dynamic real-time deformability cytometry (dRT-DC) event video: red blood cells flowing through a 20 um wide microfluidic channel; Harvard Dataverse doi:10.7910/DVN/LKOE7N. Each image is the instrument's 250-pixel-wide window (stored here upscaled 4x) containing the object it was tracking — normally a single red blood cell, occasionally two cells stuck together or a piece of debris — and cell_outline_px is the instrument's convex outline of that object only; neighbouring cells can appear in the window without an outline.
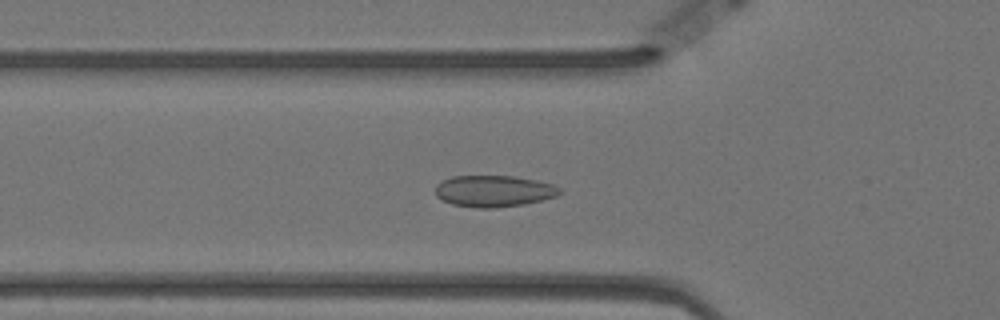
{"species": "Egyptian fruit bat (a non-hibernating species)", "species_latin": "Rousettus aegyptiacus", "temperature_condition": "warm", "stored_images_in_passage": 58, "camera_frame_rate_fps": 3000, "um_per_image_px": 0.085, "animal": {"sex": "female"}, "frame": {"image": 1, "passage_image": 19, "time_ms": 6.0, "image_size_px": [1000, 320], "cell_outline_px": [[564, 192], [556, 196], [524, 204], [496, 208], [480, 208], [452, 204], [436, 196], [436, 184], [452, 176], [516, 176], [556, 184]], "centroid_in_image_um": [42.02, 16.23], "position_along_channel_um": 83.8, "area_um2": 22.89}}
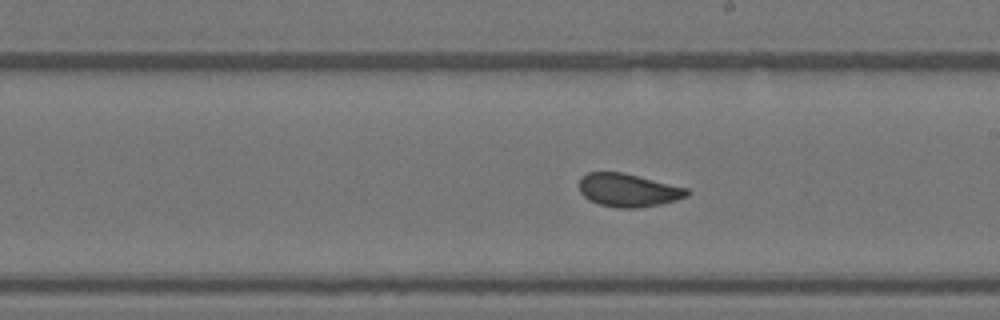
{"frame": {"image": 2, "passage_image": 32, "time_ms": 10.333, "image_size_px": [1000, 320], "cell_outline_px": [[688, 196], [676, 200], [660, 204], [640, 208], [616, 208], [600, 204], [588, 200], [580, 192], [580, 180], [588, 172], [620, 172], [688, 188]], "centroid_in_image_um": [53.39, 16.18], "position_along_channel_um": 235.6, "area_um2": 20.63}}
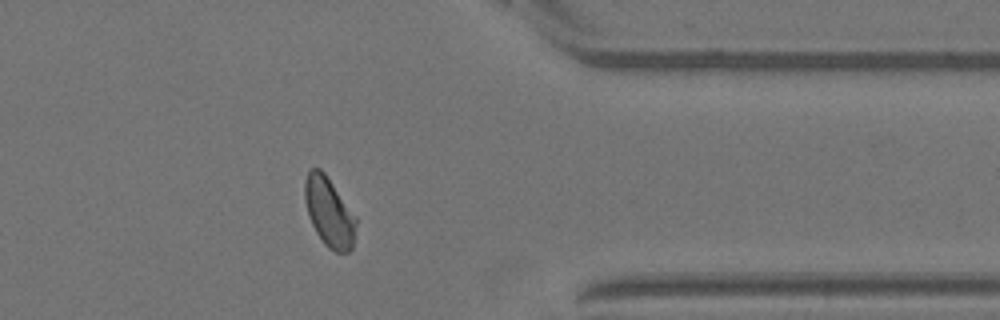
{"frame": {"image": 3, "passage_image": 46, "time_ms": 15.0, "image_size_px": [1000, 320], "cell_outline_px": [[356, 224], [352, 248], [348, 252], [336, 252], [328, 248], [324, 244], [316, 232], [308, 216], [304, 200], [304, 180], [308, 172], [312, 168], [320, 168], [324, 172], [356, 216]], "centroid_in_image_um": [27.96, 18.02], "position_along_channel_um": 383.4, "area_um2": 20.69}, "authors_computed_cell_mechanics": {"area_um2": 21.2126, "velocity_mm_per_s": 3.4886, "shape_relaxation_time_tau1_ms": null, "shape_relaxation_time_tau2_ms": 0.8307, "deformation_change_tau1": null, "deformation_change_tau2": 0.0578}}